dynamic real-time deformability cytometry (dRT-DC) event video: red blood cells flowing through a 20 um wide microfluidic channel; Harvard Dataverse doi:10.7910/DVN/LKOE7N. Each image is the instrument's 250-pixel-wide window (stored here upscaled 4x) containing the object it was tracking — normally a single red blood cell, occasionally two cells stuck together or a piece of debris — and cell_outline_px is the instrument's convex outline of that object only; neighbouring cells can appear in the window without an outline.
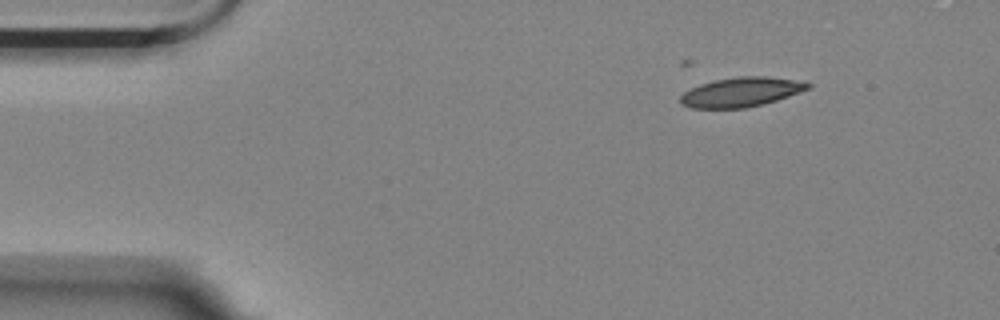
{"species": "Egyptian fruit bat (a non-hibernating species)", "species_latin": "Rousettus aegyptiacus", "temperature_condition": "room temperature", "stored_images_in_passage": 2, "camera_frame_rate_fps": 3000, "um_per_image_px": 0.085, "animal": {"sex": "female"}, "frame": {"image": 1, "passage_image": 1, "time_ms": 0.0, "image_size_px": [1000, 320], "cell_outline_px": [[812, 84], [808, 88], [788, 96], [764, 104], [744, 108], [692, 108], [680, 104], [680, 96], [684, 92], [700, 84], [716, 80], [740, 76], [764, 76], [792, 80]], "centroid_in_image_um": [62.94, 7.84], "position_along_channel_um": 22.1, "area_um2": 21.5}}